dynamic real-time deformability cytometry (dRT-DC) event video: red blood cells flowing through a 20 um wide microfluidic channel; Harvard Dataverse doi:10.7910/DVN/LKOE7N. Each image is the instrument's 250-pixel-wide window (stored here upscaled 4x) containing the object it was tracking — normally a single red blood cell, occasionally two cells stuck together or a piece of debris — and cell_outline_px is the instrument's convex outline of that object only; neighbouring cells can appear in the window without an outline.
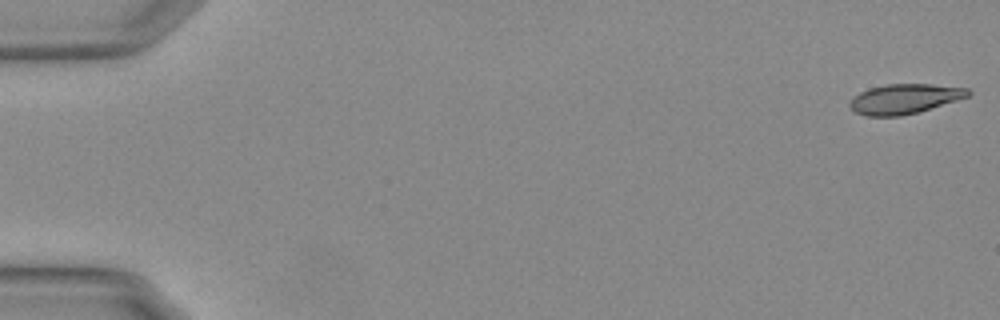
{"species": "Egyptian fruit bat (a non-hibernating species)", "species_latin": "Rousettus aegyptiacus", "temperature_condition": "warm", "stored_images_in_passage": 7, "camera_frame_rate_fps": 3000, "um_per_image_px": 0.085, "animal": {"sex": "female"}, "frame": {"image": 1, "passage_image": 1, "time_ms": 0.0, "image_size_px": [1000, 320], "cell_outline_px": [[972, 92], [968, 96], [956, 100], [916, 112], [900, 116], [864, 116], [856, 112], [848, 104], [852, 96], [868, 88], [884, 84], [932, 84], [968, 88]], "centroid_in_image_um": [76.83, 8.39], "position_along_channel_um": 8.2, "area_um2": 20.46}}